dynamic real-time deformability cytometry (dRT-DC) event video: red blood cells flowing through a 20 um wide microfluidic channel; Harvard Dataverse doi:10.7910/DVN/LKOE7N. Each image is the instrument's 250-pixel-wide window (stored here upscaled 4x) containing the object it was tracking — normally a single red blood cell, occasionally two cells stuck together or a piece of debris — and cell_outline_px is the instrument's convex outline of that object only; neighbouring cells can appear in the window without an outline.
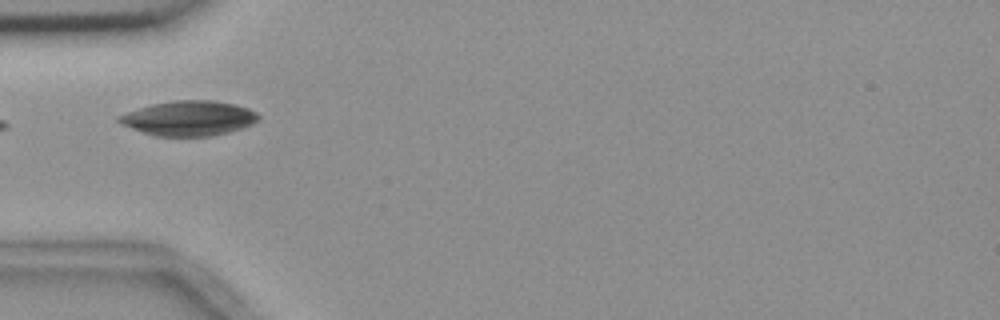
{"species": "common noctule bat (a hibernating species)", "species_latin": "Nyctalus noctula", "temperature_condition": "room temperature", "stored_images_in_passage": 8, "camera_frame_rate_fps": 3000, "um_per_image_px": 0.085, "animal": {"sex": "female", "body_mass_g": 18.4}, "frame": {"image": 1, "passage_image": 4, "time_ms": 3.333, "image_size_px": [1000, 320], "cell_outline_px": [[260, 116], [252, 124], [228, 132], [212, 136], [156, 136], [120, 124], [116, 120], [116, 116], [152, 104], [172, 100], [212, 100], [236, 104], [248, 108], [256, 112]], "centroid_in_image_um": [16.04, 10.04], "position_along_channel_um": 69.0, "area_um2": 28.21}}
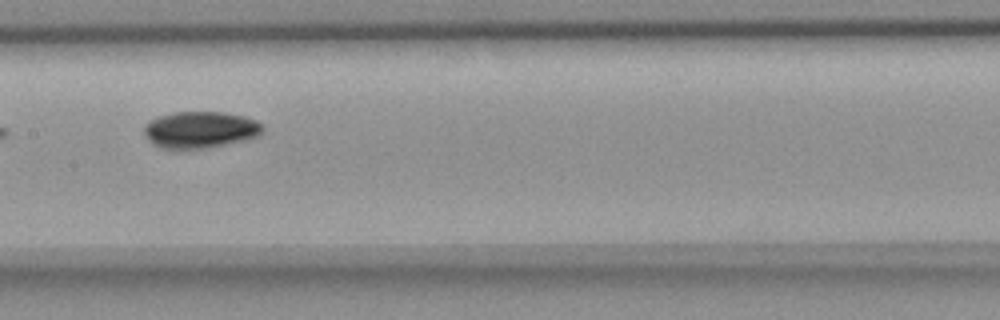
{"frame": {"image": 2, "passage_image": 7, "time_ms": 6.667, "image_size_px": [1000, 320], "cell_outline_px": [[264, 132], [260, 136], [248, 140], [208, 148], [160, 148], [152, 144], [144, 136], [144, 124], [148, 120], [172, 112], [224, 112], [244, 116], [256, 120], [264, 128]], "centroid_in_image_um": [17.03, 11.03], "position_along_channel_um": 190.4, "area_um2": 25.72}}
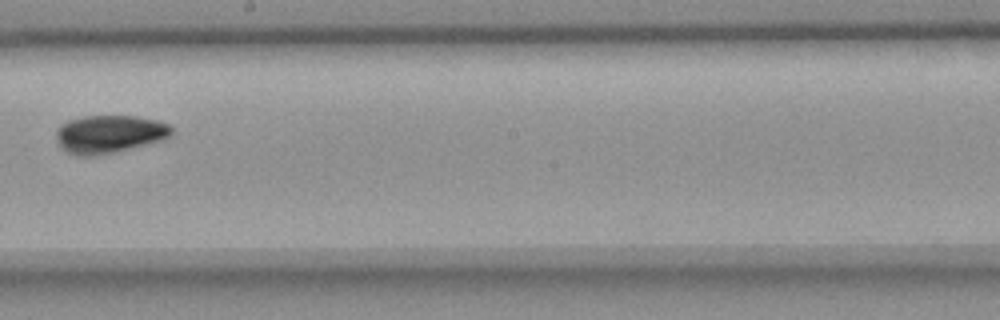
{"frame": {"image": 3, "passage_image": 8, "time_ms": 8.0, "image_size_px": [1000, 320], "cell_outline_px": [[172, 132], [168, 136], [160, 140], [112, 152], [92, 156], [76, 156], [60, 148], [56, 140], [56, 128], [60, 124], [68, 120], [84, 116], [136, 116], [156, 120], [168, 124], [172, 128]], "centroid_in_image_um": [9.2, 11.38], "position_along_channel_um": 239.0, "area_um2": 25.32}}